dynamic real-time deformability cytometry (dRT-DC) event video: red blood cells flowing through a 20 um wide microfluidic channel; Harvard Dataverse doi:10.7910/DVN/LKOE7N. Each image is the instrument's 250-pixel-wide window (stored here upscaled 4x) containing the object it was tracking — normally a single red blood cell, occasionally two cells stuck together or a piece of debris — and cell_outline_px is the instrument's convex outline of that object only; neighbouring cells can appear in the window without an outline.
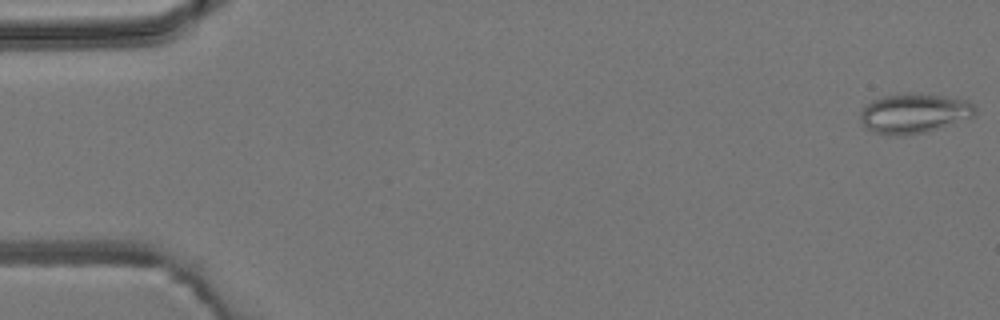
{"species": "common noctule bat (a hibernating species)", "species_latin": "Nyctalus noctula", "temperature_condition": "room temperature", "stored_images_in_passage": 4, "camera_frame_rate_fps": 3000, "um_per_image_px": 0.085, "animal": {"sex": "male", "body_mass_g": 19.2, "forearm_length_mm": 51.8}, "frame": {"image": 1, "passage_image": 1, "time_ms": 0.0, "image_size_px": [1000, 320], "cell_outline_px": [[976, 116], [924, 132], [900, 136], [888, 136], [872, 132], [864, 128], [860, 124], [860, 112], [872, 100], [884, 96], [904, 92], [920, 92], [968, 100], [976, 104]], "centroid_in_image_um": [77.68, 9.62], "position_along_channel_um": 7.3, "area_um2": 27.17}}